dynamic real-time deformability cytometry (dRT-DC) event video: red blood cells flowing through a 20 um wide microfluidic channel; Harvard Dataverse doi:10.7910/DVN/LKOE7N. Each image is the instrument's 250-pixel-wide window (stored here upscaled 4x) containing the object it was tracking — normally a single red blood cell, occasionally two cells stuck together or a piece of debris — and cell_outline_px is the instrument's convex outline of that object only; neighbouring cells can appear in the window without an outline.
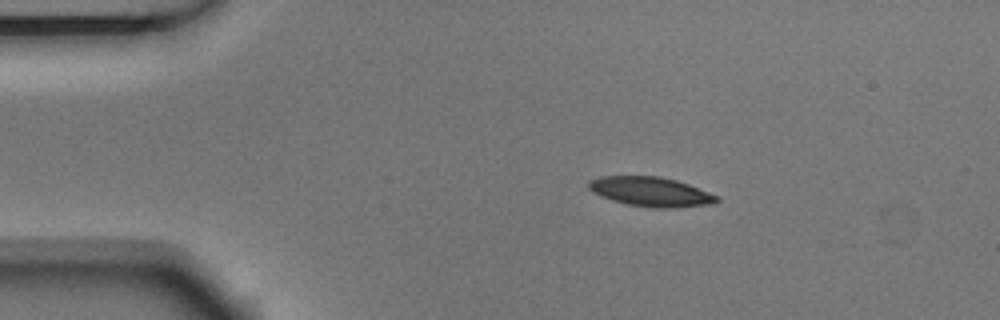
{"species": "Egyptian fruit bat (a non-hibernating species)", "species_latin": "Rousettus aegyptiacus", "temperature_condition": "room temperature", "stored_images_in_passage": 3, "camera_frame_rate_fps": 3000, "um_per_image_px": 0.085, "animal": {"sex": "male"}, "frame": {"image": 1, "passage_image": 2, "time_ms": 0.333, "image_size_px": [1000, 320], "cell_outline_px": [[720, 200], [712, 204], [676, 208], [652, 208], [628, 204], [612, 200], [600, 196], [592, 192], [588, 188], [588, 180], [600, 176], [660, 176], [676, 180], [688, 184], [720, 196]], "centroid_in_image_um": [55.32, 16.3], "position_along_channel_um": 29.7, "area_um2": 22.25}}